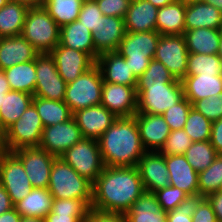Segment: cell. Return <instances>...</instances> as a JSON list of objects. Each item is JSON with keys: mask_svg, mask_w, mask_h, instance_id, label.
<instances>
[{"mask_svg": "<svg viewBox=\"0 0 222 222\" xmlns=\"http://www.w3.org/2000/svg\"><path fill=\"white\" fill-rule=\"evenodd\" d=\"M193 143L184 129L172 130L159 151L163 155H181Z\"/></svg>", "mask_w": 222, "mask_h": 222, "instance_id": "44", "label": "cell"}, {"mask_svg": "<svg viewBox=\"0 0 222 222\" xmlns=\"http://www.w3.org/2000/svg\"><path fill=\"white\" fill-rule=\"evenodd\" d=\"M3 71L12 91L34 95L37 78L35 60L16 64Z\"/></svg>", "mask_w": 222, "mask_h": 222, "instance_id": "35", "label": "cell"}, {"mask_svg": "<svg viewBox=\"0 0 222 222\" xmlns=\"http://www.w3.org/2000/svg\"><path fill=\"white\" fill-rule=\"evenodd\" d=\"M217 55L221 58L222 60V34H221V37H220V40H219V50H218V53Z\"/></svg>", "mask_w": 222, "mask_h": 222, "instance_id": "61", "label": "cell"}, {"mask_svg": "<svg viewBox=\"0 0 222 222\" xmlns=\"http://www.w3.org/2000/svg\"><path fill=\"white\" fill-rule=\"evenodd\" d=\"M77 126L84 138L98 140L115 122L117 117L106 107L94 105L73 113Z\"/></svg>", "mask_w": 222, "mask_h": 222, "instance_id": "18", "label": "cell"}, {"mask_svg": "<svg viewBox=\"0 0 222 222\" xmlns=\"http://www.w3.org/2000/svg\"><path fill=\"white\" fill-rule=\"evenodd\" d=\"M83 222H128L125 213L102 212L90 208Z\"/></svg>", "mask_w": 222, "mask_h": 222, "instance_id": "50", "label": "cell"}, {"mask_svg": "<svg viewBox=\"0 0 222 222\" xmlns=\"http://www.w3.org/2000/svg\"><path fill=\"white\" fill-rule=\"evenodd\" d=\"M137 113L162 115L184 98L181 81L176 79L167 85L136 87Z\"/></svg>", "mask_w": 222, "mask_h": 222, "instance_id": "9", "label": "cell"}, {"mask_svg": "<svg viewBox=\"0 0 222 222\" xmlns=\"http://www.w3.org/2000/svg\"><path fill=\"white\" fill-rule=\"evenodd\" d=\"M205 2L222 12V0H205Z\"/></svg>", "mask_w": 222, "mask_h": 222, "instance_id": "60", "label": "cell"}, {"mask_svg": "<svg viewBox=\"0 0 222 222\" xmlns=\"http://www.w3.org/2000/svg\"><path fill=\"white\" fill-rule=\"evenodd\" d=\"M62 79L68 84L93 67L96 62L83 51L62 46L60 43L50 52Z\"/></svg>", "mask_w": 222, "mask_h": 222, "instance_id": "16", "label": "cell"}, {"mask_svg": "<svg viewBox=\"0 0 222 222\" xmlns=\"http://www.w3.org/2000/svg\"><path fill=\"white\" fill-rule=\"evenodd\" d=\"M158 8L147 0H131L124 17L126 32L156 31Z\"/></svg>", "mask_w": 222, "mask_h": 222, "instance_id": "24", "label": "cell"}, {"mask_svg": "<svg viewBox=\"0 0 222 222\" xmlns=\"http://www.w3.org/2000/svg\"><path fill=\"white\" fill-rule=\"evenodd\" d=\"M60 157L92 184L105 167L98 140L95 139L82 138Z\"/></svg>", "mask_w": 222, "mask_h": 222, "instance_id": "8", "label": "cell"}, {"mask_svg": "<svg viewBox=\"0 0 222 222\" xmlns=\"http://www.w3.org/2000/svg\"><path fill=\"white\" fill-rule=\"evenodd\" d=\"M60 44L87 53L95 61V46L92 33L75 20L60 27Z\"/></svg>", "mask_w": 222, "mask_h": 222, "instance_id": "30", "label": "cell"}, {"mask_svg": "<svg viewBox=\"0 0 222 222\" xmlns=\"http://www.w3.org/2000/svg\"><path fill=\"white\" fill-rule=\"evenodd\" d=\"M206 197L194 194L188 195L175 209L167 212L166 222H192V215Z\"/></svg>", "mask_w": 222, "mask_h": 222, "instance_id": "43", "label": "cell"}, {"mask_svg": "<svg viewBox=\"0 0 222 222\" xmlns=\"http://www.w3.org/2000/svg\"><path fill=\"white\" fill-rule=\"evenodd\" d=\"M0 149H5L3 144V132L0 130Z\"/></svg>", "mask_w": 222, "mask_h": 222, "instance_id": "63", "label": "cell"}, {"mask_svg": "<svg viewBox=\"0 0 222 222\" xmlns=\"http://www.w3.org/2000/svg\"><path fill=\"white\" fill-rule=\"evenodd\" d=\"M184 155L192 168L199 173L209 167L218 154L208 140L193 142Z\"/></svg>", "mask_w": 222, "mask_h": 222, "instance_id": "39", "label": "cell"}, {"mask_svg": "<svg viewBox=\"0 0 222 222\" xmlns=\"http://www.w3.org/2000/svg\"><path fill=\"white\" fill-rule=\"evenodd\" d=\"M125 33L124 18L101 16L97 32L92 33V40L95 46V62L102 53L116 52Z\"/></svg>", "mask_w": 222, "mask_h": 222, "instance_id": "19", "label": "cell"}, {"mask_svg": "<svg viewBox=\"0 0 222 222\" xmlns=\"http://www.w3.org/2000/svg\"><path fill=\"white\" fill-rule=\"evenodd\" d=\"M188 53L217 54L221 30L211 28H197L184 32Z\"/></svg>", "mask_w": 222, "mask_h": 222, "instance_id": "32", "label": "cell"}, {"mask_svg": "<svg viewBox=\"0 0 222 222\" xmlns=\"http://www.w3.org/2000/svg\"><path fill=\"white\" fill-rule=\"evenodd\" d=\"M192 108L203 114L208 120L216 121L222 118V92L192 103Z\"/></svg>", "mask_w": 222, "mask_h": 222, "instance_id": "46", "label": "cell"}, {"mask_svg": "<svg viewBox=\"0 0 222 222\" xmlns=\"http://www.w3.org/2000/svg\"><path fill=\"white\" fill-rule=\"evenodd\" d=\"M103 78L100 68L95 64L66 86L64 102L71 113L101 104Z\"/></svg>", "mask_w": 222, "mask_h": 222, "instance_id": "6", "label": "cell"}, {"mask_svg": "<svg viewBox=\"0 0 222 222\" xmlns=\"http://www.w3.org/2000/svg\"><path fill=\"white\" fill-rule=\"evenodd\" d=\"M144 191L137 166H105L92 185L91 208L126 213Z\"/></svg>", "mask_w": 222, "mask_h": 222, "instance_id": "1", "label": "cell"}, {"mask_svg": "<svg viewBox=\"0 0 222 222\" xmlns=\"http://www.w3.org/2000/svg\"><path fill=\"white\" fill-rule=\"evenodd\" d=\"M176 79L166 68V66L152 59L144 71V73L137 79L136 87H149L156 85H167L174 82Z\"/></svg>", "mask_w": 222, "mask_h": 222, "instance_id": "41", "label": "cell"}, {"mask_svg": "<svg viewBox=\"0 0 222 222\" xmlns=\"http://www.w3.org/2000/svg\"><path fill=\"white\" fill-rule=\"evenodd\" d=\"M222 183V154H218L213 163L198 173L199 194L207 197L218 192Z\"/></svg>", "mask_w": 222, "mask_h": 222, "instance_id": "40", "label": "cell"}, {"mask_svg": "<svg viewBox=\"0 0 222 222\" xmlns=\"http://www.w3.org/2000/svg\"><path fill=\"white\" fill-rule=\"evenodd\" d=\"M80 1L84 3V2H86V1H90V0H80Z\"/></svg>", "mask_w": 222, "mask_h": 222, "instance_id": "67", "label": "cell"}, {"mask_svg": "<svg viewBox=\"0 0 222 222\" xmlns=\"http://www.w3.org/2000/svg\"><path fill=\"white\" fill-rule=\"evenodd\" d=\"M137 168L145 191L155 192L170 185L165 155L146 151L139 159Z\"/></svg>", "mask_w": 222, "mask_h": 222, "instance_id": "17", "label": "cell"}, {"mask_svg": "<svg viewBox=\"0 0 222 222\" xmlns=\"http://www.w3.org/2000/svg\"><path fill=\"white\" fill-rule=\"evenodd\" d=\"M105 166L134 167L146 152L135 116L120 117L98 139Z\"/></svg>", "mask_w": 222, "mask_h": 222, "instance_id": "2", "label": "cell"}, {"mask_svg": "<svg viewBox=\"0 0 222 222\" xmlns=\"http://www.w3.org/2000/svg\"><path fill=\"white\" fill-rule=\"evenodd\" d=\"M154 193L161 208L167 212L175 209L188 196L183 190L171 185Z\"/></svg>", "mask_w": 222, "mask_h": 222, "instance_id": "47", "label": "cell"}, {"mask_svg": "<svg viewBox=\"0 0 222 222\" xmlns=\"http://www.w3.org/2000/svg\"><path fill=\"white\" fill-rule=\"evenodd\" d=\"M222 75V60L217 54L189 53L186 75Z\"/></svg>", "mask_w": 222, "mask_h": 222, "instance_id": "38", "label": "cell"}, {"mask_svg": "<svg viewBox=\"0 0 222 222\" xmlns=\"http://www.w3.org/2000/svg\"><path fill=\"white\" fill-rule=\"evenodd\" d=\"M206 198L213 207L217 222H222V192L211 193Z\"/></svg>", "mask_w": 222, "mask_h": 222, "instance_id": "53", "label": "cell"}, {"mask_svg": "<svg viewBox=\"0 0 222 222\" xmlns=\"http://www.w3.org/2000/svg\"><path fill=\"white\" fill-rule=\"evenodd\" d=\"M20 222H45V220L40 217L22 216Z\"/></svg>", "mask_w": 222, "mask_h": 222, "instance_id": "59", "label": "cell"}, {"mask_svg": "<svg viewBox=\"0 0 222 222\" xmlns=\"http://www.w3.org/2000/svg\"><path fill=\"white\" fill-rule=\"evenodd\" d=\"M186 4L181 0L158 8L156 31L160 35H183L185 32Z\"/></svg>", "mask_w": 222, "mask_h": 222, "instance_id": "27", "label": "cell"}, {"mask_svg": "<svg viewBox=\"0 0 222 222\" xmlns=\"http://www.w3.org/2000/svg\"><path fill=\"white\" fill-rule=\"evenodd\" d=\"M160 34L157 31L126 32L117 53L124 57L130 70L139 78L154 58Z\"/></svg>", "mask_w": 222, "mask_h": 222, "instance_id": "5", "label": "cell"}, {"mask_svg": "<svg viewBox=\"0 0 222 222\" xmlns=\"http://www.w3.org/2000/svg\"><path fill=\"white\" fill-rule=\"evenodd\" d=\"M101 105L117 118L134 116L137 113L136 86L103 82Z\"/></svg>", "mask_w": 222, "mask_h": 222, "instance_id": "15", "label": "cell"}, {"mask_svg": "<svg viewBox=\"0 0 222 222\" xmlns=\"http://www.w3.org/2000/svg\"><path fill=\"white\" fill-rule=\"evenodd\" d=\"M181 84L184 97L192 104L222 92V75H186Z\"/></svg>", "mask_w": 222, "mask_h": 222, "instance_id": "25", "label": "cell"}, {"mask_svg": "<svg viewBox=\"0 0 222 222\" xmlns=\"http://www.w3.org/2000/svg\"><path fill=\"white\" fill-rule=\"evenodd\" d=\"M92 185L61 157L54 159L48 184V190L53 198L92 199Z\"/></svg>", "mask_w": 222, "mask_h": 222, "instance_id": "4", "label": "cell"}, {"mask_svg": "<svg viewBox=\"0 0 222 222\" xmlns=\"http://www.w3.org/2000/svg\"><path fill=\"white\" fill-rule=\"evenodd\" d=\"M11 90L9 82L3 70H0V92H9Z\"/></svg>", "mask_w": 222, "mask_h": 222, "instance_id": "57", "label": "cell"}, {"mask_svg": "<svg viewBox=\"0 0 222 222\" xmlns=\"http://www.w3.org/2000/svg\"><path fill=\"white\" fill-rule=\"evenodd\" d=\"M39 54L50 53L60 43V27L44 7L29 8L21 33Z\"/></svg>", "mask_w": 222, "mask_h": 222, "instance_id": "3", "label": "cell"}, {"mask_svg": "<svg viewBox=\"0 0 222 222\" xmlns=\"http://www.w3.org/2000/svg\"><path fill=\"white\" fill-rule=\"evenodd\" d=\"M7 152L6 149H0V164H1V161H2V158L4 156V154Z\"/></svg>", "mask_w": 222, "mask_h": 222, "instance_id": "64", "label": "cell"}, {"mask_svg": "<svg viewBox=\"0 0 222 222\" xmlns=\"http://www.w3.org/2000/svg\"><path fill=\"white\" fill-rule=\"evenodd\" d=\"M9 0H0V8L5 6Z\"/></svg>", "mask_w": 222, "mask_h": 222, "instance_id": "65", "label": "cell"}, {"mask_svg": "<svg viewBox=\"0 0 222 222\" xmlns=\"http://www.w3.org/2000/svg\"><path fill=\"white\" fill-rule=\"evenodd\" d=\"M96 65L100 68L104 82L125 86H137V77L130 70L124 57L117 52H105L98 56Z\"/></svg>", "mask_w": 222, "mask_h": 222, "instance_id": "21", "label": "cell"}, {"mask_svg": "<svg viewBox=\"0 0 222 222\" xmlns=\"http://www.w3.org/2000/svg\"><path fill=\"white\" fill-rule=\"evenodd\" d=\"M147 1L152 3L155 7L161 8L163 6H166L167 4L174 2L175 0H147Z\"/></svg>", "mask_w": 222, "mask_h": 222, "instance_id": "58", "label": "cell"}, {"mask_svg": "<svg viewBox=\"0 0 222 222\" xmlns=\"http://www.w3.org/2000/svg\"><path fill=\"white\" fill-rule=\"evenodd\" d=\"M27 6L28 8L42 7L45 0H12Z\"/></svg>", "mask_w": 222, "mask_h": 222, "instance_id": "56", "label": "cell"}, {"mask_svg": "<svg viewBox=\"0 0 222 222\" xmlns=\"http://www.w3.org/2000/svg\"><path fill=\"white\" fill-rule=\"evenodd\" d=\"M185 4H193V3H199V2H205V0H181Z\"/></svg>", "mask_w": 222, "mask_h": 222, "instance_id": "62", "label": "cell"}, {"mask_svg": "<svg viewBox=\"0 0 222 222\" xmlns=\"http://www.w3.org/2000/svg\"><path fill=\"white\" fill-rule=\"evenodd\" d=\"M191 108V102L184 97L180 102L174 104V106L162 114L171 131L184 129Z\"/></svg>", "mask_w": 222, "mask_h": 222, "instance_id": "45", "label": "cell"}, {"mask_svg": "<svg viewBox=\"0 0 222 222\" xmlns=\"http://www.w3.org/2000/svg\"><path fill=\"white\" fill-rule=\"evenodd\" d=\"M39 52L21 35L0 38V70L35 60Z\"/></svg>", "mask_w": 222, "mask_h": 222, "instance_id": "22", "label": "cell"}, {"mask_svg": "<svg viewBox=\"0 0 222 222\" xmlns=\"http://www.w3.org/2000/svg\"><path fill=\"white\" fill-rule=\"evenodd\" d=\"M82 138L81 130L72 117L68 121L44 127L38 147L60 157Z\"/></svg>", "mask_w": 222, "mask_h": 222, "instance_id": "14", "label": "cell"}, {"mask_svg": "<svg viewBox=\"0 0 222 222\" xmlns=\"http://www.w3.org/2000/svg\"><path fill=\"white\" fill-rule=\"evenodd\" d=\"M33 95L21 91H12L3 96L0 105V130L4 132L16 122L32 103Z\"/></svg>", "mask_w": 222, "mask_h": 222, "instance_id": "31", "label": "cell"}, {"mask_svg": "<svg viewBox=\"0 0 222 222\" xmlns=\"http://www.w3.org/2000/svg\"><path fill=\"white\" fill-rule=\"evenodd\" d=\"M22 163L32 188H48L56 156L40 147H24L12 152Z\"/></svg>", "mask_w": 222, "mask_h": 222, "instance_id": "12", "label": "cell"}, {"mask_svg": "<svg viewBox=\"0 0 222 222\" xmlns=\"http://www.w3.org/2000/svg\"><path fill=\"white\" fill-rule=\"evenodd\" d=\"M212 121L208 120L203 114L190 109L184 130L193 142L208 141L211 138Z\"/></svg>", "mask_w": 222, "mask_h": 222, "instance_id": "42", "label": "cell"}, {"mask_svg": "<svg viewBox=\"0 0 222 222\" xmlns=\"http://www.w3.org/2000/svg\"><path fill=\"white\" fill-rule=\"evenodd\" d=\"M36 86L33 96L63 101L67 83L59 75L54 58L50 53L35 58Z\"/></svg>", "mask_w": 222, "mask_h": 222, "instance_id": "10", "label": "cell"}, {"mask_svg": "<svg viewBox=\"0 0 222 222\" xmlns=\"http://www.w3.org/2000/svg\"><path fill=\"white\" fill-rule=\"evenodd\" d=\"M43 129L41 117L31 103L21 117L3 132L4 148L13 152L24 147H38Z\"/></svg>", "mask_w": 222, "mask_h": 222, "instance_id": "7", "label": "cell"}, {"mask_svg": "<svg viewBox=\"0 0 222 222\" xmlns=\"http://www.w3.org/2000/svg\"><path fill=\"white\" fill-rule=\"evenodd\" d=\"M35 106L44 127L68 121L73 117L68 105L64 101H54L33 96Z\"/></svg>", "mask_w": 222, "mask_h": 222, "instance_id": "36", "label": "cell"}, {"mask_svg": "<svg viewBox=\"0 0 222 222\" xmlns=\"http://www.w3.org/2000/svg\"><path fill=\"white\" fill-rule=\"evenodd\" d=\"M21 215L12 208L10 211L0 214V222H20Z\"/></svg>", "mask_w": 222, "mask_h": 222, "instance_id": "55", "label": "cell"}, {"mask_svg": "<svg viewBox=\"0 0 222 222\" xmlns=\"http://www.w3.org/2000/svg\"><path fill=\"white\" fill-rule=\"evenodd\" d=\"M141 141L146 151L159 152L171 130L162 115L136 113Z\"/></svg>", "mask_w": 222, "mask_h": 222, "instance_id": "20", "label": "cell"}, {"mask_svg": "<svg viewBox=\"0 0 222 222\" xmlns=\"http://www.w3.org/2000/svg\"><path fill=\"white\" fill-rule=\"evenodd\" d=\"M104 16L124 18L131 0H94Z\"/></svg>", "mask_w": 222, "mask_h": 222, "instance_id": "49", "label": "cell"}, {"mask_svg": "<svg viewBox=\"0 0 222 222\" xmlns=\"http://www.w3.org/2000/svg\"><path fill=\"white\" fill-rule=\"evenodd\" d=\"M128 222H166L167 211L161 208L154 192L144 191L125 213Z\"/></svg>", "mask_w": 222, "mask_h": 222, "instance_id": "28", "label": "cell"}, {"mask_svg": "<svg viewBox=\"0 0 222 222\" xmlns=\"http://www.w3.org/2000/svg\"><path fill=\"white\" fill-rule=\"evenodd\" d=\"M82 4L80 0H45L43 7L61 27L77 20Z\"/></svg>", "mask_w": 222, "mask_h": 222, "instance_id": "37", "label": "cell"}, {"mask_svg": "<svg viewBox=\"0 0 222 222\" xmlns=\"http://www.w3.org/2000/svg\"><path fill=\"white\" fill-rule=\"evenodd\" d=\"M53 199L48 188H33L24 199L13 206L21 216H33L44 219L51 211Z\"/></svg>", "mask_w": 222, "mask_h": 222, "instance_id": "33", "label": "cell"}, {"mask_svg": "<svg viewBox=\"0 0 222 222\" xmlns=\"http://www.w3.org/2000/svg\"><path fill=\"white\" fill-rule=\"evenodd\" d=\"M188 55L184 35H160L153 59L163 63L181 81L186 76Z\"/></svg>", "mask_w": 222, "mask_h": 222, "instance_id": "11", "label": "cell"}, {"mask_svg": "<svg viewBox=\"0 0 222 222\" xmlns=\"http://www.w3.org/2000/svg\"><path fill=\"white\" fill-rule=\"evenodd\" d=\"M192 222H217L211 203L205 198L192 215Z\"/></svg>", "mask_w": 222, "mask_h": 222, "instance_id": "51", "label": "cell"}, {"mask_svg": "<svg viewBox=\"0 0 222 222\" xmlns=\"http://www.w3.org/2000/svg\"><path fill=\"white\" fill-rule=\"evenodd\" d=\"M92 199H53L45 222H83L91 208Z\"/></svg>", "mask_w": 222, "mask_h": 222, "instance_id": "26", "label": "cell"}, {"mask_svg": "<svg viewBox=\"0 0 222 222\" xmlns=\"http://www.w3.org/2000/svg\"><path fill=\"white\" fill-rule=\"evenodd\" d=\"M0 184L10 196L12 204L24 199L33 189L21 161L6 152L0 164Z\"/></svg>", "mask_w": 222, "mask_h": 222, "instance_id": "13", "label": "cell"}, {"mask_svg": "<svg viewBox=\"0 0 222 222\" xmlns=\"http://www.w3.org/2000/svg\"><path fill=\"white\" fill-rule=\"evenodd\" d=\"M6 93H7V92H0V105H1V103H2V101H3V96H5Z\"/></svg>", "mask_w": 222, "mask_h": 222, "instance_id": "66", "label": "cell"}, {"mask_svg": "<svg viewBox=\"0 0 222 222\" xmlns=\"http://www.w3.org/2000/svg\"><path fill=\"white\" fill-rule=\"evenodd\" d=\"M165 163L170 174V185L183 190L188 195L199 193L198 172L187 161L184 154L165 155Z\"/></svg>", "mask_w": 222, "mask_h": 222, "instance_id": "23", "label": "cell"}, {"mask_svg": "<svg viewBox=\"0 0 222 222\" xmlns=\"http://www.w3.org/2000/svg\"><path fill=\"white\" fill-rule=\"evenodd\" d=\"M222 27V12L214 6L199 2L186 4L185 31L197 28L219 29Z\"/></svg>", "mask_w": 222, "mask_h": 222, "instance_id": "29", "label": "cell"}, {"mask_svg": "<svg viewBox=\"0 0 222 222\" xmlns=\"http://www.w3.org/2000/svg\"><path fill=\"white\" fill-rule=\"evenodd\" d=\"M103 16L94 0L86 1L82 4L79 12L78 22L84 25L91 33L97 32L100 17Z\"/></svg>", "mask_w": 222, "mask_h": 222, "instance_id": "48", "label": "cell"}, {"mask_svg": "<svg viewBox=\"0 0 222 222\" xmlns=\"http://www.w3.org/2000/svg\"><path fill=\"white\" fill-rule=\"evenodd\" d=\"M28 9L12 0L0 8V38L21 35Z\"/></svg>", "mask_w": 222, "mask_h": 222, "instance_id": "34", "label": "cell"}, {"mask_svg": "<svg viewBox=\"0 0 222 222\" xmlns=\"http://www.w3.org/2000/svg\"><path fill=\"white\" fill-rule=\"evenodd\" d=\"M14 208L10 196L5 188L0 184V214L10 211Z\"/></svg>", "mask_w": 222, "mask_h": 222, "instance_id": "54", "label": "cell"}, {"mask_svg": "<svg viewBox=\"0 0 222 222\" xmlns=\"http://www.w3.org/2000/svg\"><path fill=\"white\" fill-rule=\"evenodd\" d=\"M210 142L217 154H222V118L212 122Z\"/></svg>", "mask_w": 222, "mask_h": 222, "instance_id": "52", "label": "cell"}]
</instances>
